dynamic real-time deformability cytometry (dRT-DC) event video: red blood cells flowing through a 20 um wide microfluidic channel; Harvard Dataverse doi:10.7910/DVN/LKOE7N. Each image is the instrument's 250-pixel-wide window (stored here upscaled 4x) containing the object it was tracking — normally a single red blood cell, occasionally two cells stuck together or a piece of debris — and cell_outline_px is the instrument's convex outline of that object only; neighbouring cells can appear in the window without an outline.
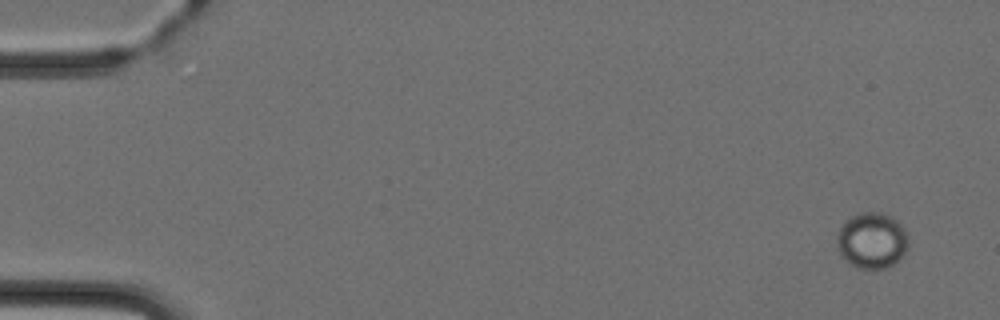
{"species": "Egyptian fruit bat (a non-hibernating species)", "species_latin": "Rousettus aegyptiacus", "temperature_condition": "cold", "stored_images_in_passage": 5, "camera_frame_rate_fps": 3000, "um_per_image_px": 0.085, "animal": {"sex": "female"}, "frame": {"image": 1, "passage_image": 1, "time_ms": 0.0, "image_size_px": [1000, 320], "cell_outline_px": [[908, 240], [904, 256], [888, 268], [856, 268], [848, 264], [840, 256], [836, 240], [836, 236], [840, 228], [852, 216], [860, 212], [880, 212], [896, 220], [908, 232]], "centroid_in_image_um": [74.11, 20.47], "position_along_channel_um": 10.9, "area_um2": 23.47}}
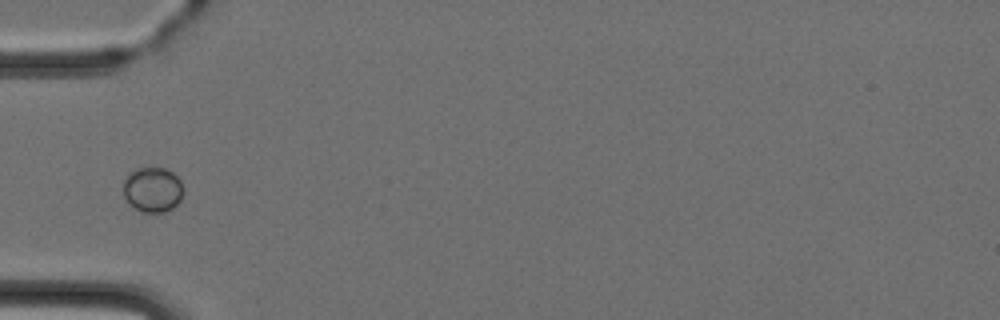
{"frame": {"image": 2, "passage_image": 5, "time_ms": 4.667, "image_size_px": [1000, 320], "cell_outline_px": [[184, 192], [180, 200], [172, 208], [164, 212], [140, 212], [128, 204], [124, 196], [124, 180], [128, 172], [136, 168], [164, 168], [172, 172], [180, 180], [184, 188]], "centroid_in_image_um": [12.96, 16.12], "position_along_channel_um": 72.0, "area_um2": 15.95}}